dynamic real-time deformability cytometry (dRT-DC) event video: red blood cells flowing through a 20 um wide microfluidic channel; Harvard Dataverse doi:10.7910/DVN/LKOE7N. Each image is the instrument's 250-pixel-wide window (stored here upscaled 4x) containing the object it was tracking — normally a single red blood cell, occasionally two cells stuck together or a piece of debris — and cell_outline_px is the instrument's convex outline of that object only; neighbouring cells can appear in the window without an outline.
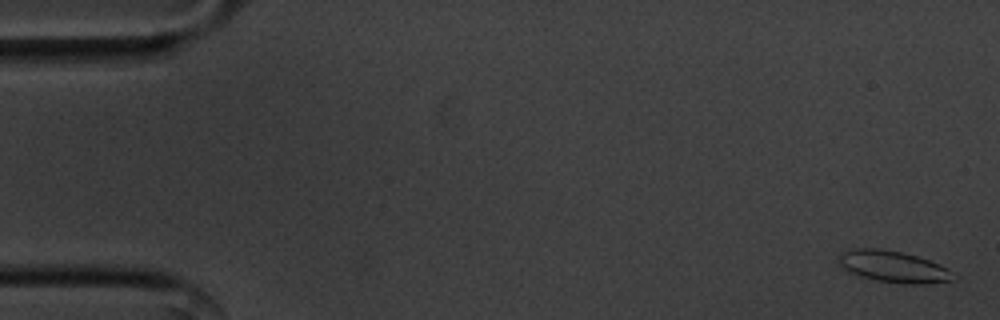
{"species": "common noctule bat (a hibernating species)", "species_latin": "Nyctalus noctula", "temperature_condition": "cold", "stored_images_in_passage": 56, "camera_frame_rate_fps": 3000, "um_per_image_px": 0.085, "animal": {"sex": "male", "body_mass_g": 20.1, "forearm_length_mm": 53.5}, "frame": {"image": 1, "passage_image": 2, "time_ms": 0.333, "image_size_px": [1000, 320], "cell_outline_px": [[952, 280], [924, 284], [912, 284], [876, 280], [860, 276], [848, 272], [840, 268], [840, 256], [848, 248], [880, 248], [900, 252], [916, 256], [928, 260], [944, 268]], "centroid_in_image_um": [75.79, 22.65], "position_along_channel_um": 9.2, "area_um2": 20.4}}
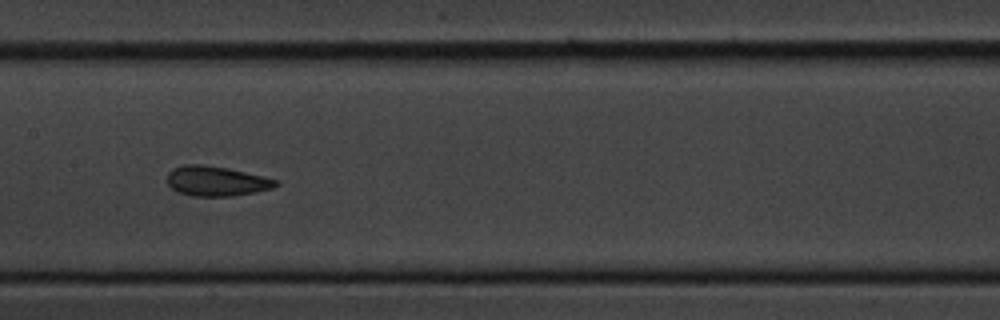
{"frame": {"image": 2, "passage_image": 28, "time_ms": 9.0, "image_size_px": [1000, 320], "cell_outline_px": [[280, 184], [272, 188], [256, 192], [232, 196], [192, 196], [180, 192], [172, 188], [168, 184], [168, 172], [172, 168], [184, 164], [204, 164], [228, 168], [264, 176], [276, 180]], "centroid_in_image_um": [18.39, 15.38], "position_along_channel_um": 189.0, "area_um2": 18.96}}
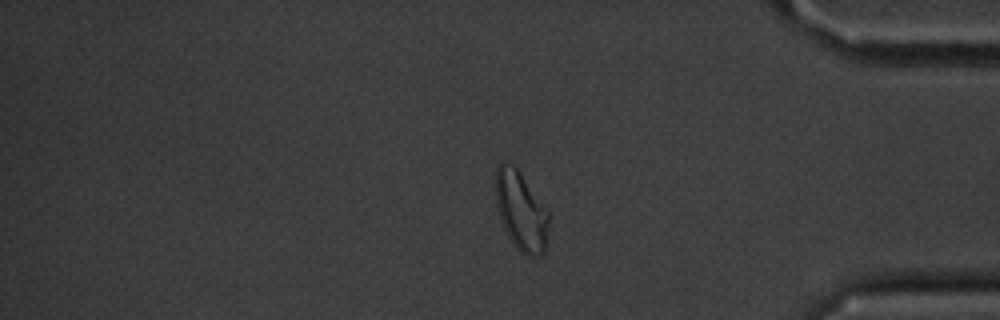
{"frame": {"image": 3, "passage_image": 47, "time_ms": 15.333, "image_size_px": [1000, 320], "cell_outline_px": [[548, 224], [544, 252], [540, 256], [524, 256], [516, 248], [508, 236], [500, 220], [496, 204], [496, 168], [500, 164], [512, 164], [520, 172], [548, 212]], "centroid_in_image_um": [44.27, 17.98], "position_along_channel_um": 390.9, "area_um2": 24.1}, "authors_computed_cell_mechanics": {"area_um2": 19.7098, "velocity_mm_per_s": 3.5587, "shape_relaxation_time_tau1_ms": 2.7255, "shape_relaxation_time_tau2_ms": 1.4907, "deformation_change_tau1": 0.1095, "deformation_change_tau2": 0.0811}}